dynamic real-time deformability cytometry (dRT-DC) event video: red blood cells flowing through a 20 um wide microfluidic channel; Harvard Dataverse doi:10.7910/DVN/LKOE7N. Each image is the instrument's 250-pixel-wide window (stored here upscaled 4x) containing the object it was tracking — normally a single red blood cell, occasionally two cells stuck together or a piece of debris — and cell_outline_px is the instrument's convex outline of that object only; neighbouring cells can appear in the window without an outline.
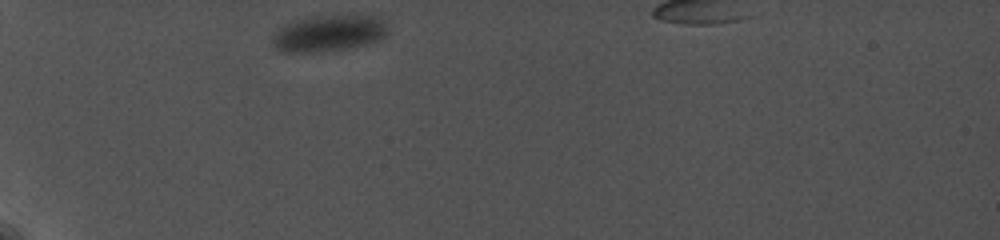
{"species": "common noctule bat (a hibernating species)", "species_latin": "Nyctalus noctula", "temperature_condition": "cold", "stored_images_in_passage": 23, "camera_frame_rate_fps": 5000, "um_per_image_px": 0.085, "animal": {"sex": "female", "body_mass_g": 19.0, "forearm_length_mm": 56.7}, "frame": {"image": 1, "passage_image": 1, "time_ms": 0.0, "image_size_px": [1000, 240], "cell_outline_px": [[388, 36], [352, 48], [332, 52], [280, 52], [272, 44], [272, 40], [276, 32], [284, 24], [312, 16], [360, 12], [376, 16], [384, 20], [388, 32]], "centroid_in_image_um": [28.01, 2.8], "position_along_channel_um": 57.0, "area_um2": 25.49}}
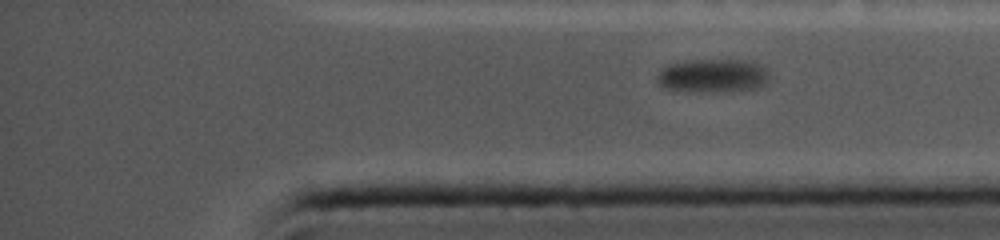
{"frame": {"image": 2, "passage_image": 23, "time_ms": 10.8, "image_size_px": [1000, 240], "cell_outline_px": [[772, 76], [760, 88], [720, 92], [688, 92], [664, 88], [660, 84], [656, 76], [664, 68], [672, 64], [696, 60], [756, 60], [768, 68]], "centroid_in_image_um": [60.72, 6.45], "position_along_channel_um": 374.5, "area_um2": 22.43}}